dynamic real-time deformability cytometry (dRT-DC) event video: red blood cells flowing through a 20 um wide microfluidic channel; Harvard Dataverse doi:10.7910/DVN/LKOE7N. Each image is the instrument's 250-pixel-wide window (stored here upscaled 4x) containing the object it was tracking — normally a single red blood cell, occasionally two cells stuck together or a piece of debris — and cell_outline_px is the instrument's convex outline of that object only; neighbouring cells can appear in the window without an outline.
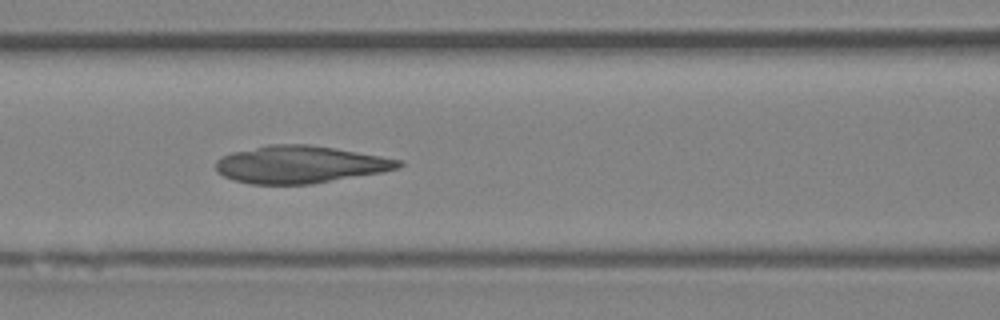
{"species": "Egyptian fruit bat (a non-hibernating species)", "species_latin": "Rousettus aegyptiacus", "temperature_condition": "room temperature", "stored_images_in_passage": 6, "camera_frame_rate_fps": 3000, "um_per_image_px": 0.085, "animal": {"sex": "female"}, "frame": {"image": 1, "passage_image": 6, "time_ms": 1.667, "image_size_px": [1000, 320], "cell_outline_px": [[404, 164], [400, 168], [380, 172], [308, 184], [252, 184], [232, 180], [224, 176], [216, 168], [216, 160], [232, 152], [268, 144], [308, 144], [336, 148], [404, 160]], "centroid_in_image_um": [25.52, 13.97], "position_along_channel_um": 141.1, "area_um2": 39.59}}